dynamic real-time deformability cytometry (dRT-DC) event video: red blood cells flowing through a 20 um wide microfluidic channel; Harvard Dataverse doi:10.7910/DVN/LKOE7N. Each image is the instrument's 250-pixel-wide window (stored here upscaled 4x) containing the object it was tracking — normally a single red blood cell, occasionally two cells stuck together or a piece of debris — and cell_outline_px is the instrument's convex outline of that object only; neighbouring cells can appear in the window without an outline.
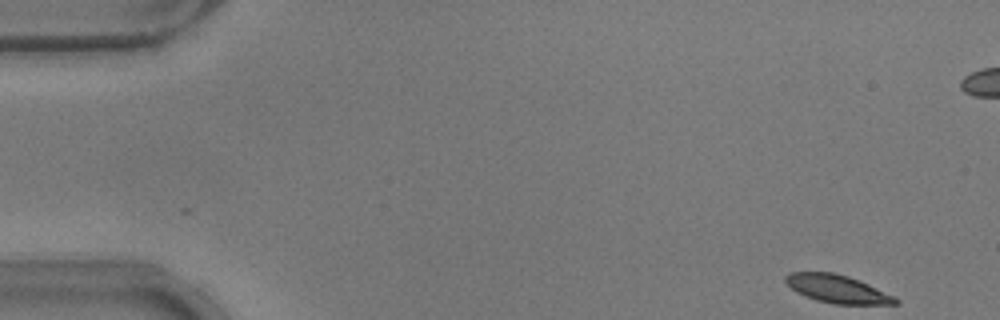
{"species": "common noctule bat (a hibernating species)", "species_latin": "Nyctalus noctula", "temperature_condition": "warm", "stored_images_in_passage": 52, "camera_frame_rate_fps": 3000, "um_per_image_px": 0.085, "animal": {"sex": "male", "body_mass_g": 17.9}, "frame": {"image": 1, "passage_image": 1, "time_ms": 0.0, "image_size_px": [1000, 320], "cell_outline_px": [[900, 304], [832, 304], [816, 300], [804, 296], [796, 292], [784, 280], [784, 276], [788, 272], [832, 272], [848, 276], [868, 284], [900, 300]], "centroid_in_image_um": [71.13, 24.56], "position_along_channel_um": 13.9, "area_um2": 17.86}}
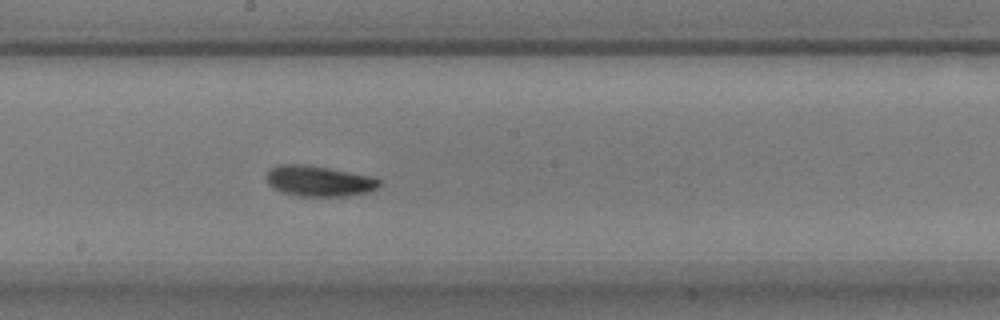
{"frame": {"image": 2, "passage_image": 27, "time_ms": 8.667, "image_size_px": [1000, 320], "cell_outline_px": [[380, 184], [376, 188], [368, 192], [348, 196], [296, 196], [280, 192], [272, 188], [268, 184], [268, 172], [272, 168], [280, 164], [304, 164], [328, 168], [368, 176], [380, 180]], "centroid_in_image_um": [27.07, 15.4], "position_along_channel_um": 221.1, "area_um2": 19.94}}
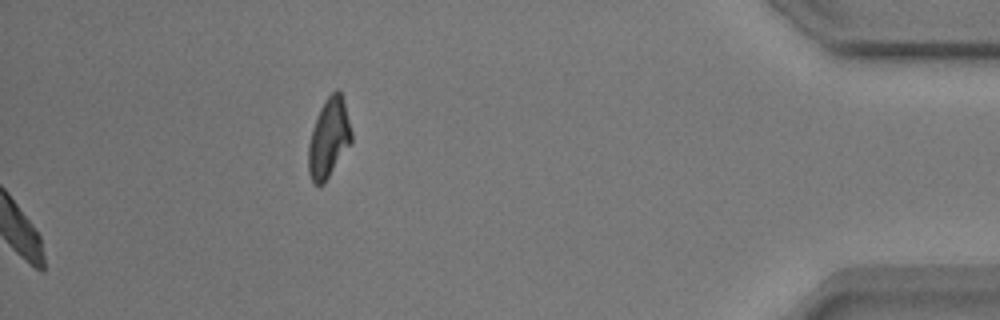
{"frame": {"image": 3, "passage_image": 52, "time_ms": 17.0, "image_size_px": [1000, 320], "cell_outline_px": [[352, 144], [324, 184], [316, 184], [312, 180], [308, 172], [308, 144], [312, 128], [316, 116], [324, 100], [336, 88], [340, 92], [344, 100], [352, 132]], "centroid_in_image_um": [27.96, 11.74], "position_along_channel_um": 407.2, "area_um2": 20.23}, "authors_computed_cell_mechanics": {"area_um2": 18.9584, "velocity_mm_per_s": 3.7697, "shape_relaxation_time_tau1_ms": 2.0034, "shape_relaxation_time_tau2_ms": 3.4879, "deformation_change_tau1": 0.109, "deformation_change_tau2": 0.0844}}